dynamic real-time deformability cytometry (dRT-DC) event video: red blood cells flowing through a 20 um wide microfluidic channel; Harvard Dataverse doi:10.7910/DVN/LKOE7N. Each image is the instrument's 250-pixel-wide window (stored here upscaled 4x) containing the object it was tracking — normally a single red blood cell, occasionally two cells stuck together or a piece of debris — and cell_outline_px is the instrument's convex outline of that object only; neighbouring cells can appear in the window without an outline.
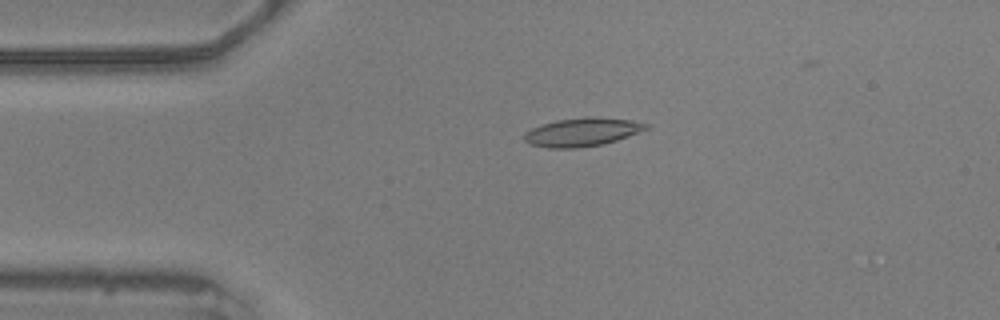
{"species": "common noctule bat (a hibernating species)", "species_latin": "Nyctalus noctula", "temperature_condition": "warm", "stored_images_in_passage": 57, "camera_frame_rate_fps": 3000, "um_per_image_px": 0.085, "animal": {"sex": "male", "body_mass_g": 20.5, "forearm_length_mm": 52.5}, "frame": {"image": 1, "passage_image": 12, "time_ms": 3.667, "image_size_px": [1000, 320], "cell_outline_px": [[648, 128], [628, 136], [604, 144], [576, 148], [548, 148], [528, 144], [524, 140], [524, 132], [540, 124], [556, 120], [584, 116], [592, 116], [632, 120], [648, 124]], "centroid_in_image_um": [49.43, 11.22], "position_along_channel_um": 35.6, "area_um2": 20.35}}
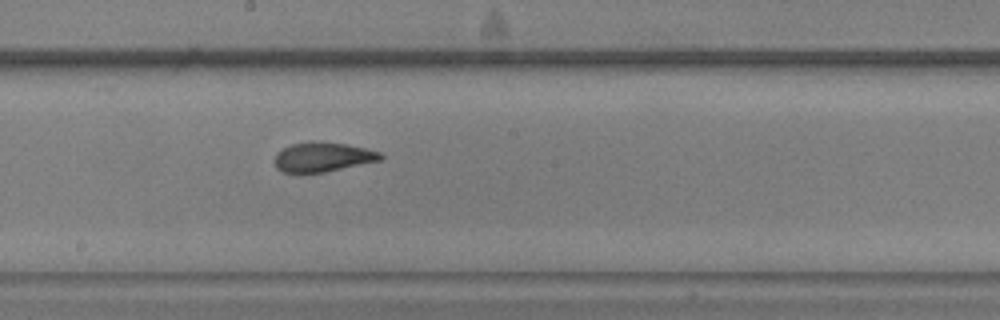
{"frame": {"image": 2, "passage_image": 30, "time_ms": 9.667, "image_size_px": [1000, 320], "cell_outline_px": [[384, 156], [380, 160], [324, 172], [300, 176], [296, 176], [280, 172], [276, 168], [276, 152], [292, 144], [312, 140], [320, 140], [348, 144], [380, 152]], "centroid_in_image_um": [27.36, 13.37], "position_along_channel_um": 220.8, "area_um2": 18.9}}
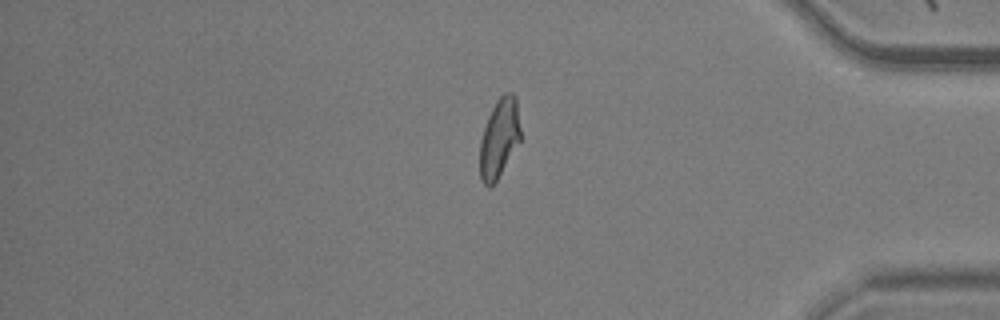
{"frame": {"image": 3, "passage_image": 47, "time_ms": 15.333, "image_size_px": [1000, 320], "cell_outline_px": [[520, 140], [496, 180], [488, 188], [480, 180], [480, 140], [488, 116], [496, 100], [504, 92], [512, 92], [516, 96], [520, 128]], "centroid_in_image_um": [42.43, 11.7], "position_along_channel_um": 392.8, "area_um2": 18.55}, "authors_computed_cell_mechanics": {"area_um2": 19.1318, "velocity_mm_per_s": 3.5706, "shape_relaxation_time_tau1_ms": 10.6553, "shape_relaxation_time_tau2_ms": 1.4149, "deformation_change_tau1": 0.2654, "deformation_change_tau2": 0.0813}}